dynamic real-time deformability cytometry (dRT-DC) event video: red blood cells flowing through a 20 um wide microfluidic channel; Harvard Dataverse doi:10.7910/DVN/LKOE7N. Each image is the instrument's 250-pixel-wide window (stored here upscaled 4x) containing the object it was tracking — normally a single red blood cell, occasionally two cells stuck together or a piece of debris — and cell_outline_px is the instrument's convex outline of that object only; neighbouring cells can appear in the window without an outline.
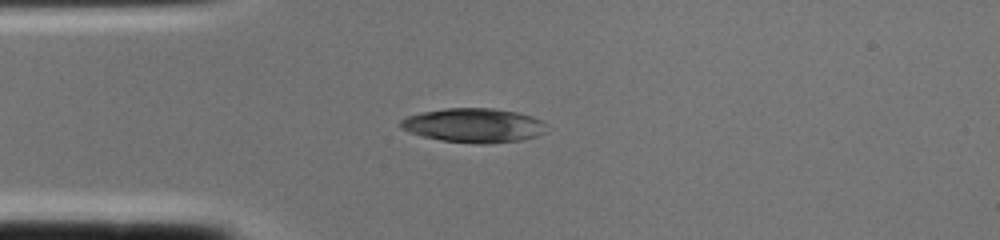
{"species": "common noctule bat (a hibernating species)", "species_latin": "Nyctalus noctula", "temperature_condition": "cold", "stored_images_in_passage": 1, "camera_frame_rate_fps": 3000, "um_per_image_px": 0.085, "animal": {"sex": "female", "body_mass_g": 22.0, "forearm_length_mm": 56.7}, "frame": {"image": 1, "passage_image": 1, "time_ms": 0.0, "image_size_px": [1000, 240], "cell_outline_px": [[548, 124], [544, 132], [536, 136], [520, 140], [484, 144], [476, 144], [440, 140], [424, 136], [400, 128], [400, 120], [408, 116], [420, 112], [444, 108], [492, 108], [516, 112], [532, 116]], "centroid_in_image_um": [40.27, 10.65], "position_along_channel_um": 44.7, "area_um2": 29.07}}